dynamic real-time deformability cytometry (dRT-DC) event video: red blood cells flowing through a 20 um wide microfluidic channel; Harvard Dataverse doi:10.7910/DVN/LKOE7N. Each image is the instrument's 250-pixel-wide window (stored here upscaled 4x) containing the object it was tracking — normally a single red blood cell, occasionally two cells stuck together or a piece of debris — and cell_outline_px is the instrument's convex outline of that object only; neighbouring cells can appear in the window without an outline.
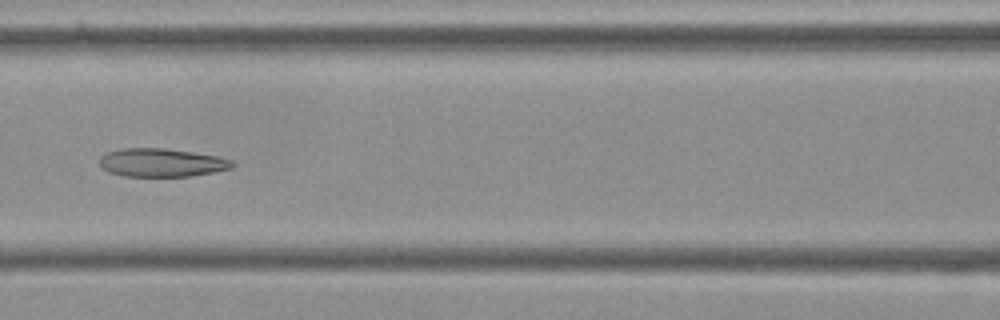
{"species": "Egyptian fruit bat (a non-hibernating species)", "species_latin": "Rousettus aegyptiacus", "temperature_condition": "cold", "stored_images_in_passage": 9, "camera_frame_rate_fps": 3000, "um_per_image_px": 0.085, "frame": {"image": 1, "passage_image": 7, "time_ms": 2.0, "image_size_px": [1000, 320], "cell_outline_px": [[236, 164], [232, 168], [192, 176], [124, 176], [108, 172], [100, 164], [100, 156], [108, 152], [120, 148], [164, 148], [192, 152], [216, 156], [232, 160]], "centroid_in_image_um": [13.74, 13.82], "position_along_channel_um": 152.9, "area_um2": 21.85}}
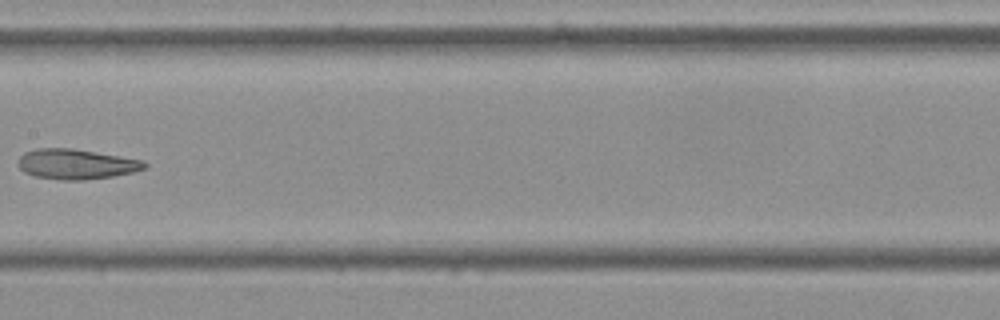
{"frame": {"image": 2, "passage_image": 8, "time_ms": 2.333, "image_size_px": [1000, 320], "cell_outline_px": [[148, 168], [132, 172], [112, 176], [84, 180], [60, 180], [36, 176], [24, 172], [16, 164], [16, 160], [24, 152], [36, 148], [72, 148], [144, 160], [148, 164]], "centroid_in_image_um": [6.46, 13.94], "position_along_channel_um": 200.9, "area_um2": 22.37}}
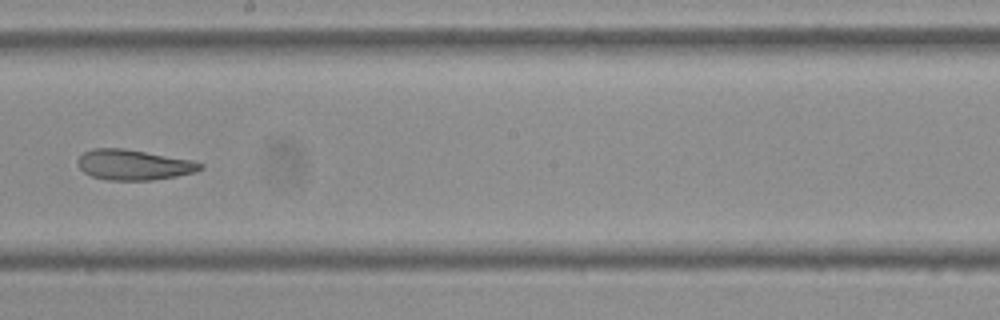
{"frame": {"image": 3, "passage_image": 9, "time_ms": 2.667, "image_size_px": [1000, 320], "cell_outline_px": [[204, 168], [196, 172], [176, 176], [152, 180], [108, 180], [92, 176], [84, 172], [80, 168], [76, 160], [84, 152], [92, 148], [124, 148], [192, 160], [204, 164]], "centroid_in_image_um": [11.37, 14.0], "position_along_channel_um": 236.8, "area_um2": 21.73}}